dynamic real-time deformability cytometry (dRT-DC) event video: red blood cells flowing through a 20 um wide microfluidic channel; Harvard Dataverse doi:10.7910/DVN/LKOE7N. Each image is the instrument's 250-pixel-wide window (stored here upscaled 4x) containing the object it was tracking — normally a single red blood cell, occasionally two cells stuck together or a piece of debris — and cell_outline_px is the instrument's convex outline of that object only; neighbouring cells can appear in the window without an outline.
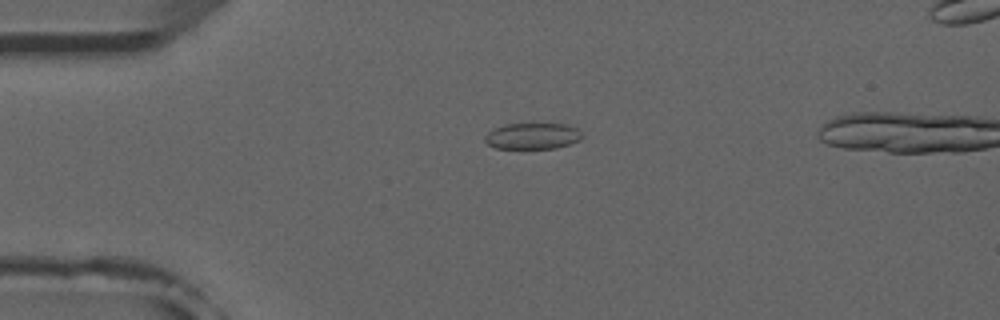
{"species": "common noctule bat (a hibernating species)", "species_latin": "Nyctalus noctula", "temperature_condition": "room temperature", "stored_images_in_passage": 5, "camera_frame_rate_fps": 3000, "um_per_image_px": 0.085, "animal": {"sex": "male", "forearm_length_mm": 52.5}, "frame": {"image": 1, "passage_image": 3, "time_ms": 3.333, "image_size_px": [1000, 320], "cell_outline_px": [[584, 136], [580, 140], [556, 148], [496, 148], [488, 144], [484, 140], [484, 136], [492, 128], [504, 124], [564, 124], [576, 128]], "centroid_in_image_um": [45.24, 11.56], "position_along_channel_um": 39.8, "area_um2": 14.8}}